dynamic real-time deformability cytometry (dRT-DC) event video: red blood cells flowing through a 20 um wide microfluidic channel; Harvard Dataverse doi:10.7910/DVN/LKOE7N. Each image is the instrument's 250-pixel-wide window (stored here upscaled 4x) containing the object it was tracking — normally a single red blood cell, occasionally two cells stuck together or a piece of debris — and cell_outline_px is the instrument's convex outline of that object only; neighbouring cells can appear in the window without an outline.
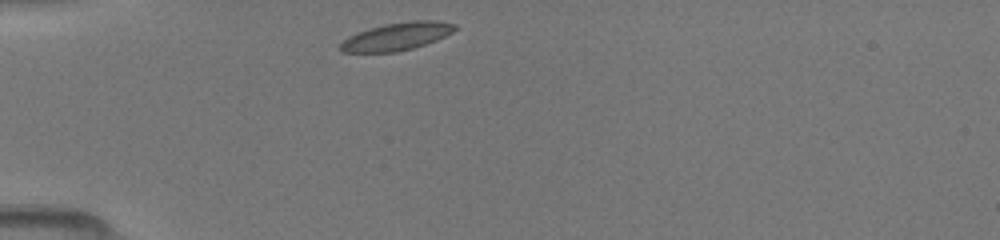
{"species": "common noctule bat (a hibernating species)", "species_latin": "Nyctalus noctula", "temperature_condition": "room temperature", "stored_images_in_passage": 36, "camera_frame_rate_fps": 3000, "um_per_image_px": 0.085, "animal": {"sex": "female", "body_mass_g": 19.5, "forearm_length_mm": 54.1}, "frame": {"image": 1, "passage_image": 1, "time_ms": 0.0, "image_size_px": [1000, 240], "cell_outline_px": [[456, 28], [452, 32], [436, 40], [412, 48], [396, 52], [340, 52], [340, 44], [348, 36], [356, 32], [368, 28], [384, 24], [412, 20], [436, 20], [456, 24]], "centroid_in_image_um": [33.7, 3.08], "position_along_channel_um": 51.3, "area_um2": 18.5}}
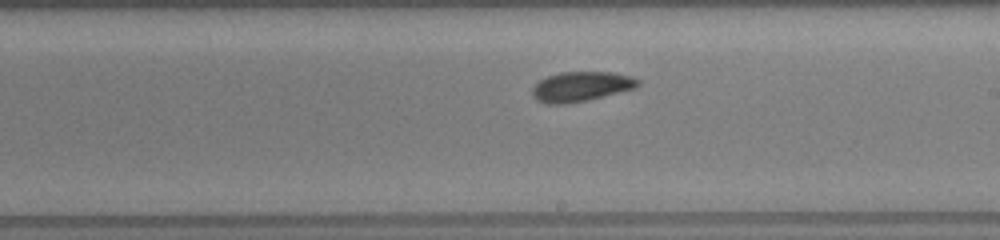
{"frame": {"image": 2, "passage_image": 16, "time_ms": 5.0, "image_size_px": [1000, 240], "cell_outline_px": [[640, 84], [636, 88], [588, 100], [564, 104], [548, 104], [536, 100], [532, 96], [532, 88], [540, 80], [548, 76], [560, 72], [612, 72], [632, 76], [640, 80]], "centroid_in_image_um": [49.4, 7.36], "position_along_channel_um": 239.6, "area_um2": 18.44}}
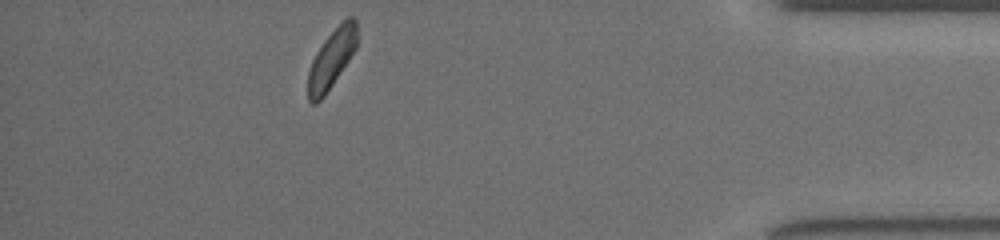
{"frame": {"image": 3, "passage_image": 31, "time_ms": 10.0, "image_size_px": [1000, 240], "cell_outline_px": [[356, 48], [324, 96], [316, 104], [312, 104], [308, 100], [308, 72], [312, 60], [316, 52], [324, 40], [348, 16], [352, 16], [356, 20]], "centroid_in_image_um": [28.16, 5.02], "position_along_channel_um": 407.0, "area_um2": 16.36}}